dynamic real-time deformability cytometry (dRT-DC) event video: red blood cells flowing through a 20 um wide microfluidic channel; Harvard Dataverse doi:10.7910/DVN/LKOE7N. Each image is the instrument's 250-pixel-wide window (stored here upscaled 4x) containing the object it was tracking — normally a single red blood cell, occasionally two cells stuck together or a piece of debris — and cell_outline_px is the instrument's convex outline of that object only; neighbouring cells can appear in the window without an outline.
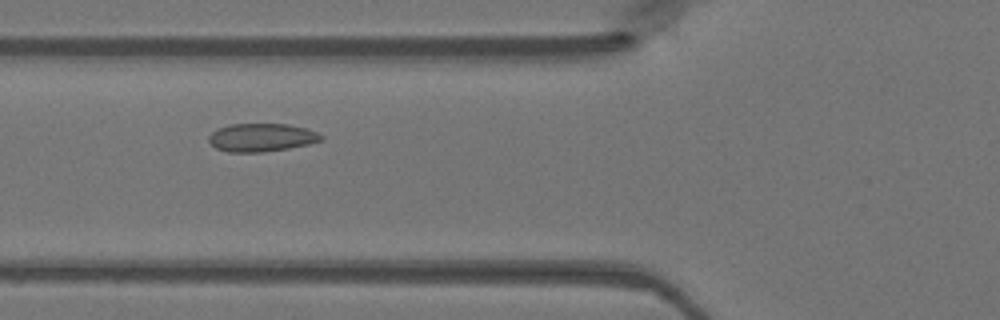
{"species": "Egyptian fruit bat (a non-hibernating species)", "species_latin": "Rousettus aegyptiacus", "temperature_condition": "warm", "stored_images_in_passage": 44, "camera_frame_rate_fps": 3000, "um_per_image_px": 0.085, "animal": {"sex": "female"}, "frame": {"image": 1, "passage_image": 14, "time_ms": 4.333, "image_size_px": [1000, 320], "cell_outline_px": [[324, 140], [308, 144], [288, 148], [264, 152], [228, 152], [216, 148], [208, 140], [208, 136], [216, 128], [228, 124], [288, 124], [304, 128], [316, 132], [324, 136]], "centroid_in_image_um": [22.21, 11.68], "position_along_channel_um": 103.6, "area_um2": 18.5}}
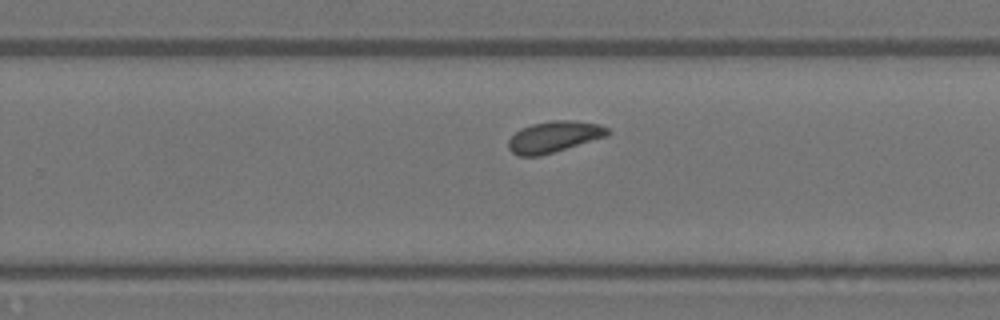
{"frame": {"image": 2, "passage_image": 27, "time_ms": 8.667, "image_size_px": [1000, 320], "cell_outline_px": [[612, 132], [608, 136], [540, 156], [516, 156], [508, 148], [508, 140], [520, 128], [532, 124], [552, 120], [572, 120], [600, 124], [608, 128]], "centroid_in_image_um": [47.1, 11.62], "position_along_channel_um": 282.7, "area_um2": 18.21}}
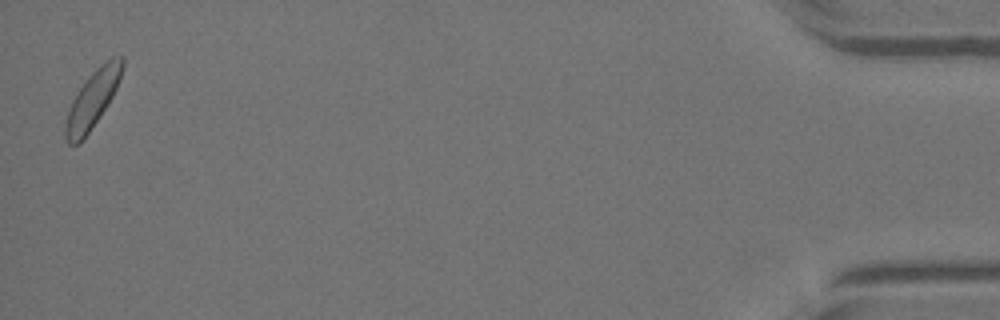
{"frame": {"image": 3, "passage_image": 44, "time_ms": 14.333, "image_size_px": [1000, 320], "cell_outline_px": [[124, 68], [116, 88], [112, 96], [80, 144], [68, 144], [64, 136], [64, 124], [68, 108], [72, 100], [88, 76], [104, 60], [112, 56], [124, 56]], "centroid_in_image_um": [7.85, 8.41], "position_along_channel_um": 427.4, "area_um2": 18.84}}